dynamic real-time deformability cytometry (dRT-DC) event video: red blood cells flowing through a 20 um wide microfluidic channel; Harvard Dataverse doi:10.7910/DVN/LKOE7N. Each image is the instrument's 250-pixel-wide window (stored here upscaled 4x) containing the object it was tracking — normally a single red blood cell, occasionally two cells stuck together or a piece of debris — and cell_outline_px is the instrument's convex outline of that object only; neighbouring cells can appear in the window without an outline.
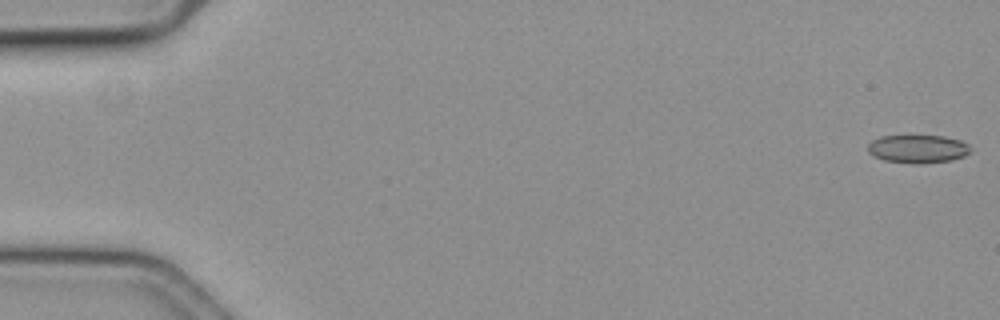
{"species": "common noctule bat (a hibernating species)", "species_latin": "Nyctalus noctula", "temperature_condition": "cold", "stored_images_in_passage": 58, "camera_frame_rate_fps": 3000, "um_per_image_px": 0.085, "animal": {"sex": "female", "body_mass_g": 19.3, "forearm_length_mm": 54.1}, "frame": {"image": 1, "passage_image": 1, "time_ms": 0.0, "image_size_px": [1000, 320], "cell_outline_px": [[972, 152], [964, 156], [952, 160], [920, 164], [916, 164], [884, 160], [872, 156], [868, 152], [868, 144], [872, 140], [880, 136], [908, 132], [944, 136], [960, 140], [968, 144], [972, 148]], "centroid_in_image_um": [78.0, 12.6], "position_along_channel_um": 7.0, "area_um2": 17.98}}
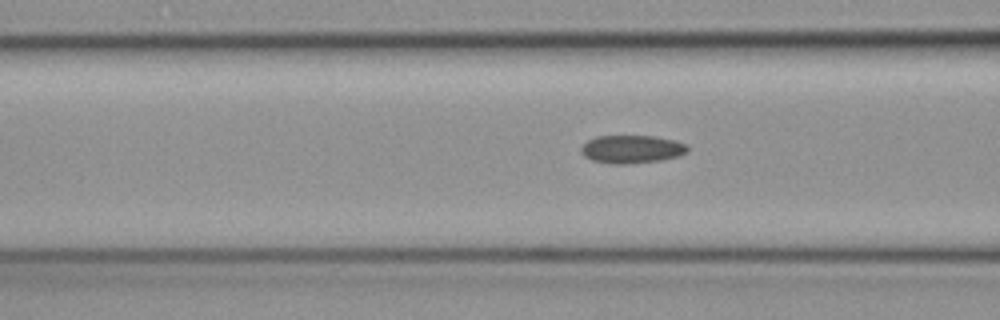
{"frame": {"image": 2, "passage_image": 23, "time_ms": 7.333, "image_size_px": [1000, 320], "cell_outline_px": [[688, 152], [680, 156], [660, 160], [624, 164], [612, 164], [592, 160], [584, 156], [580, 152], [580, 148], [588, 140], [596, 136], [652, 136], [672, 140], [688, 144]], "centroid_in_image_um": [53.69, 12.68], "position_along_channel_um": 112.9, "area_um2": 17.4}}
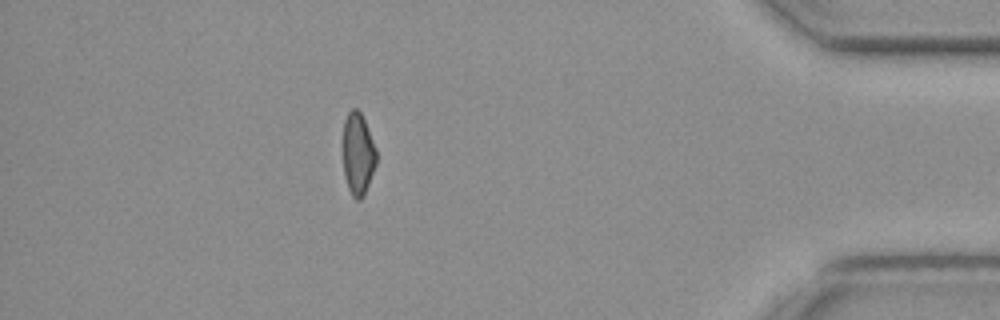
{"frame": {"image": 3, "passage_image": 51, "time_ms": 16.667, "image_size_px": [1000, 320], "cell_outline_px": [[376, 164], [364, 196], [360, 200], [356, 200], [352, 196], [348, 188], [344, 172], [344, 120], [348, 112], [352, 108], [356, 108], [360, 112], [364, 120], [376, 148]], "centroid_in_image_um": [30.43, 13.1], "position_along_channel_um": 404.8, "area_um2": 15.78}, "authors_computed_cell_mechanics": {"area_um2": 17.2244, "velocity_mm_per_s": 3.6456, "shape_relaxation_time_tau1_ms": null, "shape_relaxation_time_tau2_ms": 3.3516, "deformation_change_tau1": null, "deformation_change_tau2": 0.0908}}